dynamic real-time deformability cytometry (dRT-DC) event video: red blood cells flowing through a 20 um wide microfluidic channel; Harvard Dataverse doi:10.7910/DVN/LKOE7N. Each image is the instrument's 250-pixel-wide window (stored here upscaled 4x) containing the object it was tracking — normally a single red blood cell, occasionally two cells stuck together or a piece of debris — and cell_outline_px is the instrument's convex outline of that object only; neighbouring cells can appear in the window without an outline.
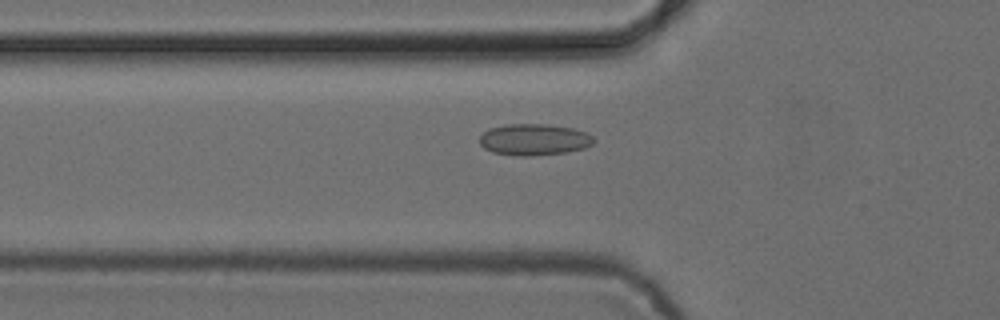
{"species": "common noctule bat (a hibernating species)", "species_latin": "Nyctalus noctula", "temperature_condition": "cold", "stored_images_in_passage": 54, "camera_frame_rate_fps": 3000, "um_per_image_px": 0.085, "animal": {"sex": "female", "body_mass_g": 24.6, "forearm_length_mm": 56.2}, "frame": {"image": 1, "passage_image": 19, "time_ms": 6.0, "image_size_px": [1000, 320], "cell_outline_px": [[596, 140], [592, 144], [584, 148], [568, 152], [528, 156], [516, 156], [492, 152], [484, 148], [480, 144], [480, 136], [484, 132], [492, 128], [504, 124], [548, 124], [572, 128], [584, 132], [592, 136]], "centroid_in_image_um": [45.4, 11.87], "position_along_channel_um": 80.4, "area_um2": 20.92}}
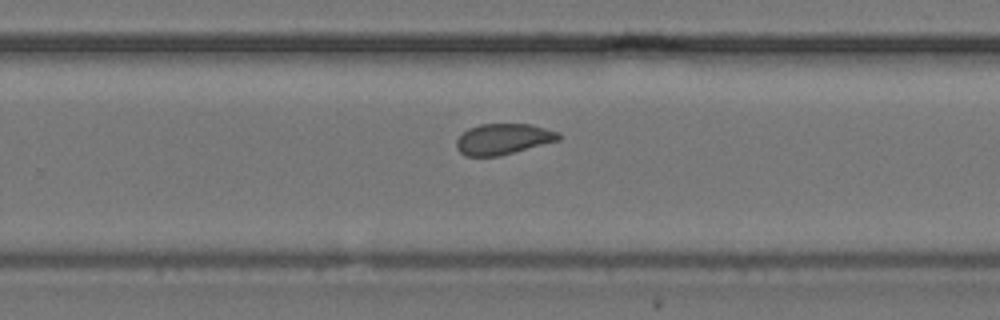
{"frame": {"image": 2, "passage_image": 35, "time_ms": 11.333, "image_size_px": [1000, 320], "cell_outline_px": [[560, 140], [500, 156], [464, 156], [456, 148], [456, 140], [468, 128], [480, 124], [532, 124], [560, 132]], "centroid_in_image_um": [42.78, 11.82], "position_along_channel_um": 287.0, "area_um2": 18.5}}
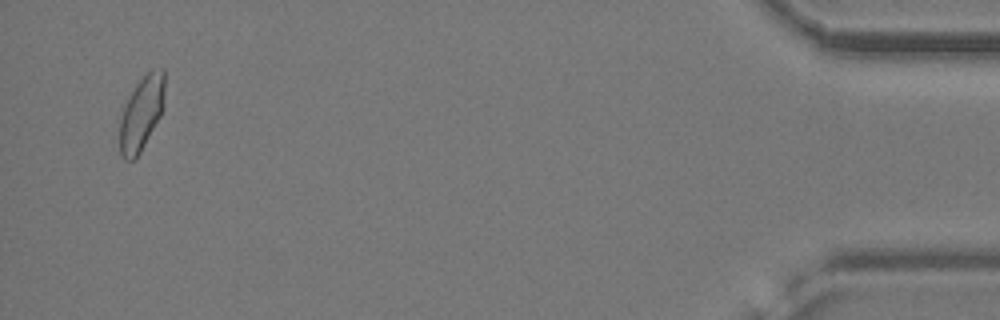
{"frame": {"image": 3, "passage_image": 52, "time_ms": 17.0, "image_size_px": [1000, 320], "cell_outline_px": [[164, 108], [160, 116], [140, 152], [132, 160], [124, 160], [120, 156], [120, 120], [124, 104], [128, 96], [136, 84], [152, 68], [164, 68]], "centroid_in_image_um": [12.03, 9.6], "position_along_channel_um": 423.2, "area_um2": 19.42}, "authors_computed_cell_mechanics": {"area_um2": 19.7098, "velocity_mm_per_s": 3.865, "shape_relaxation_time_tau1_ms": 11.392, "shape_relaxation_time_tau2_ms": 1.1873, "deformation_change_tau1": 0.0645, "deformation_change_tau2": 0.059}}